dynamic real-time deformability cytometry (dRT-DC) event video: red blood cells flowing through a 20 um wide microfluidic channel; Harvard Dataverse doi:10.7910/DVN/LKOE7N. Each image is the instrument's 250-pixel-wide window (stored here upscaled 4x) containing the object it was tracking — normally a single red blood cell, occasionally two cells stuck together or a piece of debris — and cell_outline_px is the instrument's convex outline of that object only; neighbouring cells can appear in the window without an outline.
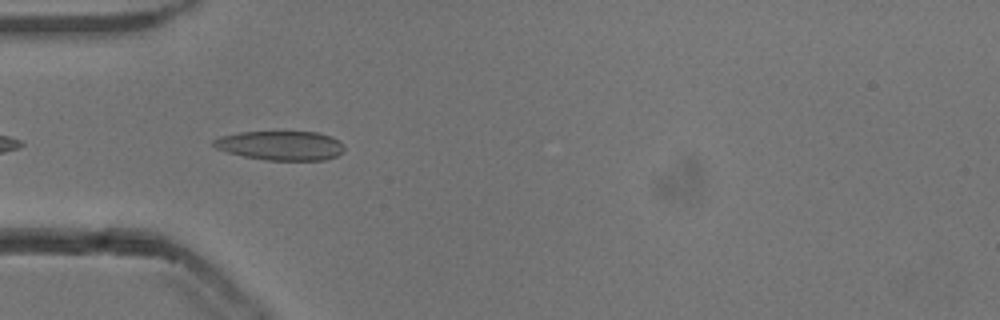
{"species": "common noctule bat (a hibernating species)", "species_latin": "Nyctalus noctula", "temperature_condition": "cold", "stored_images_in_passage": 16, "camera_frame_rate_fps": 3000, "um_per_image_px": 0.085, "animal": {"sex": "male", "body_mass_g": 13.3}, "frame": {"image": 1, "passage_image": 3, "time_ms": 0.667, "image_size_px": [1000, 320], "cell_outline_px": [[344, 152], [336, 156], [324, 160], [264, 160], [244, 156], [228, 152], [216, 148], [212, 144], [212, 140], [220, 136], [240, 132], [320, 132], [332, 136], [340, 140], [344, 144]], "centroid_in_image_um": [23.9, 12.37], "position_along_channel_um": 61.1, "area_um2": 22.48}}
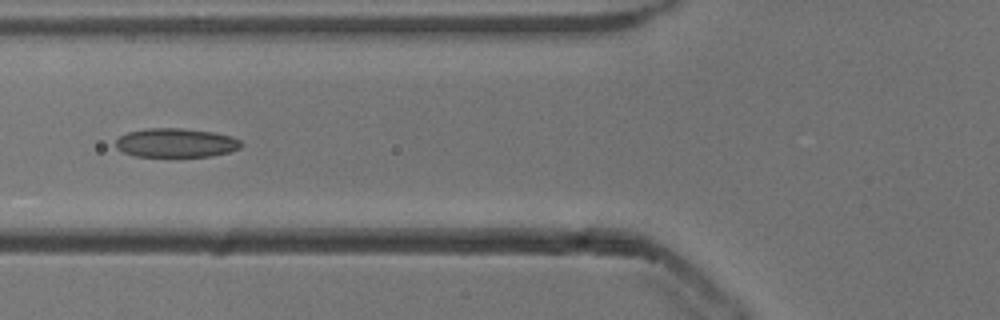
{"frame": {"image": 2, "passage_image": 7, "time_ms": 2.0, "image_size_px": [1000, 320], "cell_outline_px": [[244, 144], [240, 148], [228, 152], [212, 156], [172, 160], [136, 156], [124, 152], [116, 148], [116, 140], [120, 136], [128, 132], [148, 128], [180, 128], [212, 132], [232, 136], [240, 140]], "centroid_in_image_um": [14.96, 12.2], "position_along_channel_um": 110.8, "area_um2": 22.2}}
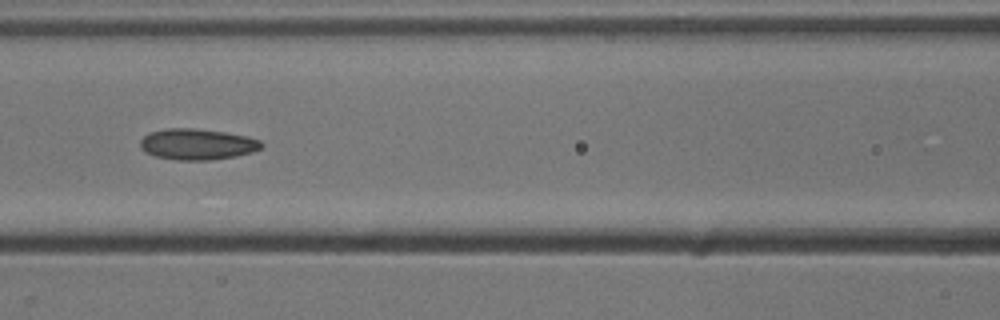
{"frame": {"image": 3, "passage_image": 10, "time_ms": 3.0, "image_size_px": [1000, 320], "cell_outline_px": [[264, 148], [252, 152], [236, 156], [212, 160], [176, 160], [156, 156], [144, 152], [140, 148], [140, 140], [148, 132], [168, 128], [196, 128], [224, 132], [248, 136], [260, 140], [264, 144]], "centroid_in_image_um": [16.78, 12.26], "position_along_channel_um": 149.8, "area_um2": 22.2}}